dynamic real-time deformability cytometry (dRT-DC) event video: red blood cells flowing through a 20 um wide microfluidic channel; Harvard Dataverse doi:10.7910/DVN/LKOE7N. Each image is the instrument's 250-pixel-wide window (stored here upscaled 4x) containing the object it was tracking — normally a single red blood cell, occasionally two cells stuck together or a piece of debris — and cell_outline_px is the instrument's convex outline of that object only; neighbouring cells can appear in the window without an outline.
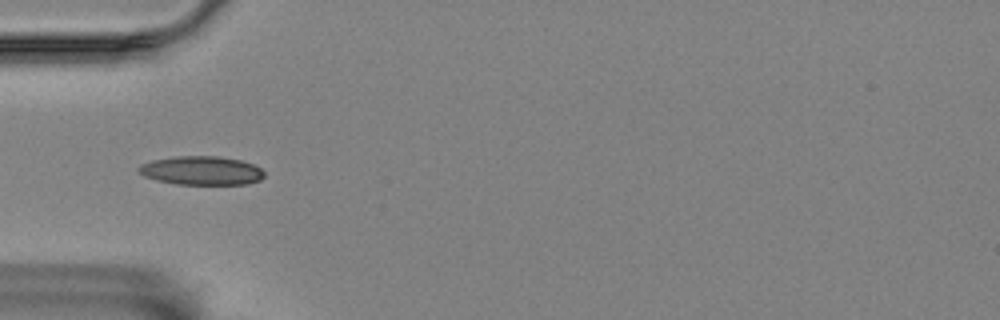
{"species": "Egyptian fruit bat (a non-hibernating species)", "species_latin": "Rousettus aegyptiacus", "temperature_condition": "room temperature", "stored_images_in_passage": 40, "camera_frame_rate_fps": 3000, "um_per_image_px": 0.085, "animal": {"sex": "female"}, "frame": {"image": 1, "passage_image": 1, "time_ms": 0.0, "image_size_px": [1000, 320], "cell_outline_px": [[264, 176], [260, 180], [248, 184], [176, 184], [156, 180], [144, 176], [136, 172], [136, 168], [140, 164], [152, 160], [176, 156], [220, 156], [240, 160], [252, 164], [260, 168], [264, 172]], "centroid_in_image_um": [17.08, 14.5], "position_along_channel_um": 67.9, "area_um2": 21.21}}
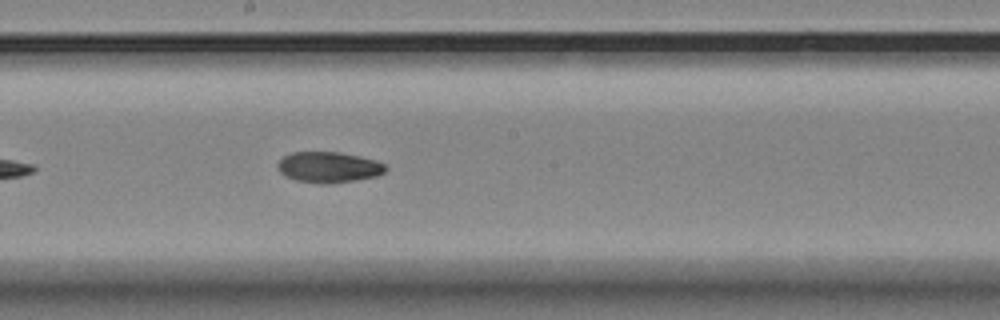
{"frame": {"image": 2, "passage_image": 14, "time_ms": 4.333, "image_size_px": [1000, 320], "cell_outline_px": [[388, 168], [384, 172], [376, 176], [356, 180], [332, 184], [320, 184], [296, 180], [284, 176], [280, 172], [276, 164], [284, 156], [292, 152], [340, 152], [360, 156], [376, 160], [384, 164]], "centroid_in_image_um": [27.93, 14.22], "position_along_channel_um": 220.3, "area_um2": 19.54}}
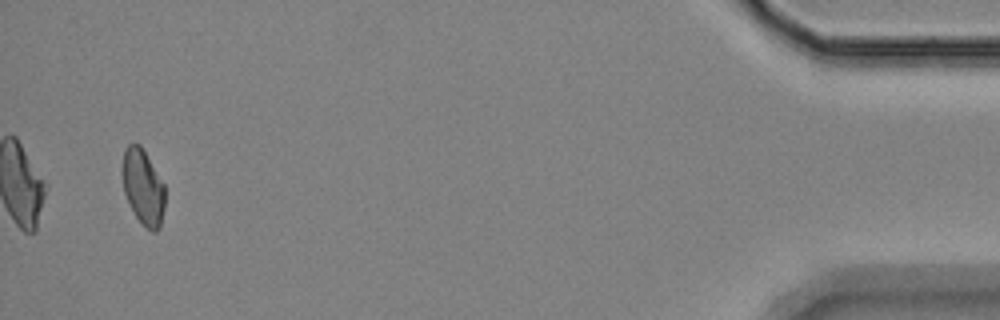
{"frame": {"image": 3, "passage_image": 38, "time_ms": 12.333, "image_size_px": [1000, 320], "cell_outline_px": [[164, 208], [160, 228], [156, 232], [152, 232], [136, 216], [124, 192], [120, 168], [124, 148], [128, 144], [140, 144], [164, 184]], "centroid_in_image_um": [12.13, 15.86], "position_along_channel_um": 423.1, "area_um2": 18.73}, "authors_computed_cell_mechanics": {"area_um2": 19.4497, "velocity_mm_per_s": 3.5023, "shape_relaxation_time_tau1_ms": null, "shape_relaxation_time_tau2_ms": 9.2195, "deformation_change_tau1": null, "deformation_change_tau2": 0.1283}}